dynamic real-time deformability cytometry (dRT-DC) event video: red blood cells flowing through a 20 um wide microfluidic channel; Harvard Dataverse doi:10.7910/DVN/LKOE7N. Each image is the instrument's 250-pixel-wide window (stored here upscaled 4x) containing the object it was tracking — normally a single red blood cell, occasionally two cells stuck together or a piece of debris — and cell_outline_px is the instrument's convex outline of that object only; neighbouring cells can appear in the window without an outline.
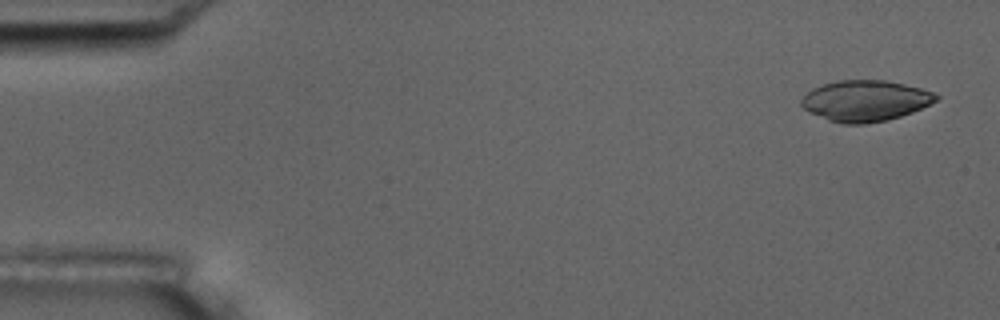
{"species": "common noctule bat (a hibernating species)", "species_latin": "Nyctalus noctula", "temperature_condition": "room temperature", "stored_images_in_passage": 4, "camera_frame_rate_fps": 3000, "um_per_image_px": 0.085, "animal": {"sex": "male", "body_mass_g": 17.5, "forearm_length_mm": 52.3}, "frame": {"image": 1, "passage_image": 1, "time_ms": 0.0, "image_size_px": [1000, 320], "cell_outline_px": [[940, 96], [936, 100], [912, 112], [888, 120], [864, 124], [840, 124], [828, 120], [808, 112], [800, 104], [800, 100], [812, 88], [824, 84], [840, 80], [884, 80], [904, 84], [920, 88], [932, 92]], "centroid_in_image_um": [73.51, 8.57], "position_along_channel_um": 11.5, "area_um2": 32.02}}